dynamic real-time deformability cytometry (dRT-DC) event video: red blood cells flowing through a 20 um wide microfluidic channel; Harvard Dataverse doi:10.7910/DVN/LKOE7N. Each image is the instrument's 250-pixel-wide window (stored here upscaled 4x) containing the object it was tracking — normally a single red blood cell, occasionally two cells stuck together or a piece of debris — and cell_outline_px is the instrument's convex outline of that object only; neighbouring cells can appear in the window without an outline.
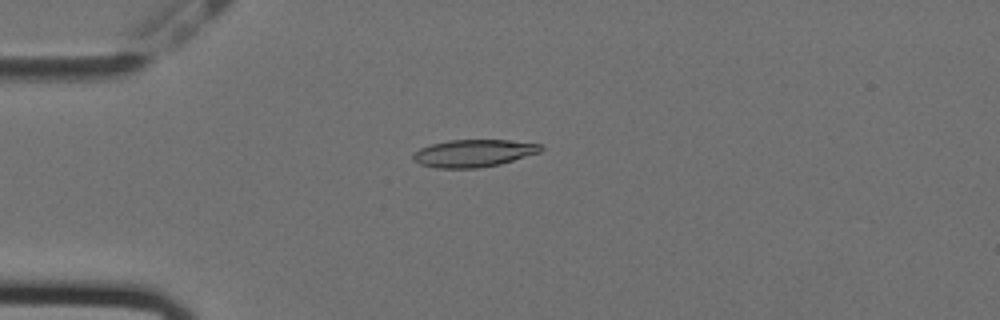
{"species": "Egyptian fruit bat (a non-hibernating species)", "species_latin": "Rousettus aegyptiacus", "temperature_condition": "cold", "stored_images_in_passage": 57, "camera_frame_rate_fps": 3000, "um_per_image_px": 0.085, "animal": {"sex": "female"}, "frame": {"image": 1, "passage_image": 15, "time_ms": 4.667, "image_size_px": [1000, 320], "cell_outline_px": [[540, 148], [536, 152], [496, 164], [464, 168], [448, 168], [424, 164], [416, 152], [424, 148], [436, 144], [456, 140], [504, 140], [536, 144]], "centroid_in_image_um": [40.31, 13.0], "position_along_channel_um": 44.7, "area_um2": 18.26}}
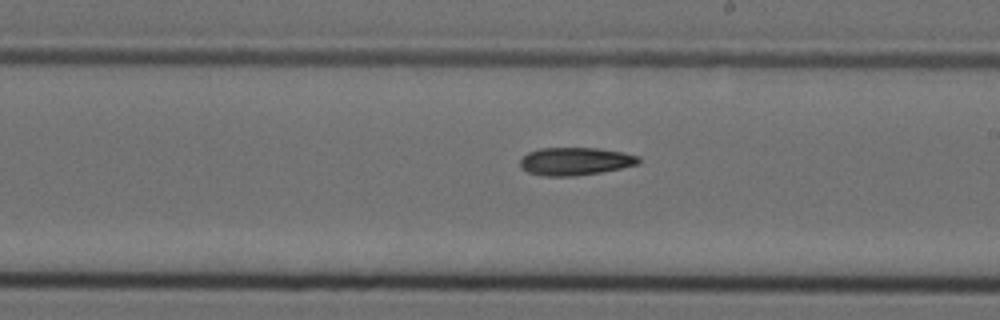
{"frame": {"image": 2, "passage_image": 33, "time_ms": 10.667, "image_size_px": [1000, 320], "cell_outline_px": [[640, 160], [636, 164], [596, 172], [532, 172], [524, 168], [524, 156], [532, 152], [548, 148], [588, 148], [616, 152], [636, 156]], "centroid_in_image_um": [48.99, 13.63], "position_along_channel_um": 240.0, "area_um2": 16.42}}
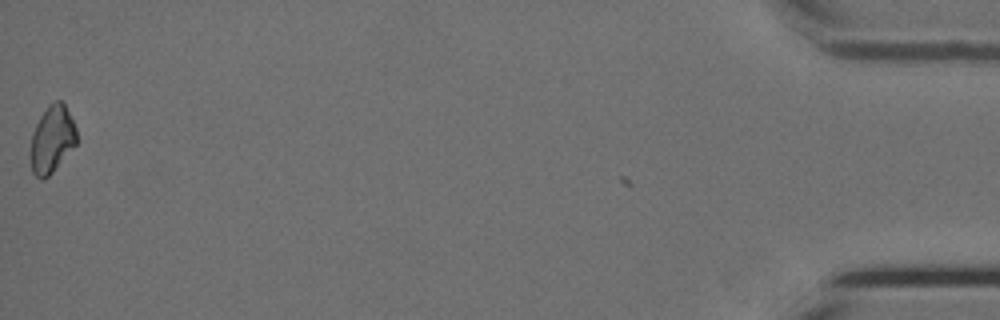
{"frame": {"image": 3, "passage_image": 57, "time_ms": 18.667, "image_size_px": [1000, 320], "cell_outline_px": [[76, 144], [48, 176], [36, 176], [32, 168], [32, 136], [44, 112], [52, 104], [60, 100], [64, 104], [72, 120], [76, 132]], "centroid_in_image_um": [4.46, 11.84], "position_along_channel_um": 430.7, "area_um2": 16.65}}